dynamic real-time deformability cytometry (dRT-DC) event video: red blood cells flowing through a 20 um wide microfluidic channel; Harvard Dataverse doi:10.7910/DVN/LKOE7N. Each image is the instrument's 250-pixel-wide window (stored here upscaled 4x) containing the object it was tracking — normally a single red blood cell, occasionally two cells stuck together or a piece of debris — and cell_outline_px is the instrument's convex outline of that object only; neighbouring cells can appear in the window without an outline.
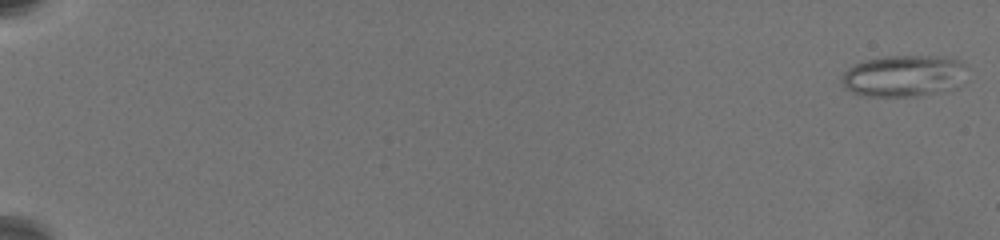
{"species": "common noctule bat (a hibernating species)", "species_latin": "Nyctalus noctula", "temperature_condition": "warm", "stored_images_in_passage": 23, "camera_frame_rate_fps": 3000, "um_per_image_px": 0.085, "animal": {"sex": "female", "body_mass_g": 19.5, "forearm_length_mm": 54.1}, "frame": {"image": 1, "passage_image": 1, "time_ms": 0.0, "image_size_px": [1000, 240], "cell_outline_px": [[968, 80], [956, 88], [920, 96], [868, 96], [852, 92], [844, 88], [840, 80], [844, 72], [848, 68], [864, 60], [888, 56], [936, 56], [960, 60], [968, 68]], "centroid_in_image_um": [76.9, 6.46], "position_along_channel_um": 8.1, "area_um2": 30.92}}
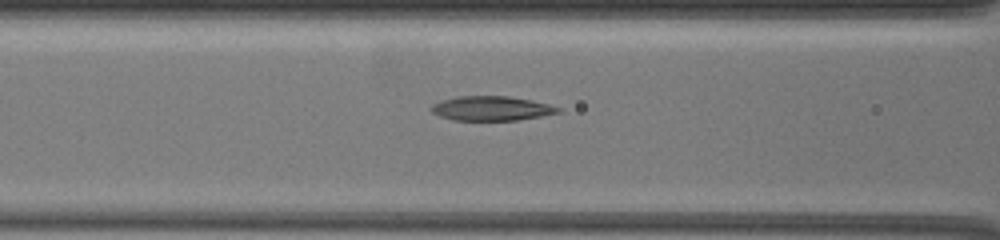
{"frame": {"image": 2, "passage_image": 19, "time_ms": 9.667, "image_size_px": [1000, 240], "cell_outline_px": [[560, 112], [540, 116], [516, 120], [452, 120], [440, 116], [432, 112], [428, 108], [432, 104], [440, 100], [456, 96], [508, 96], [532, 100], [548, 104], [560, 108]], "centroid_in_image_um": [41.71, 9.2], "position_along_channel_um": 124.9, "area_um2": 18.09}}
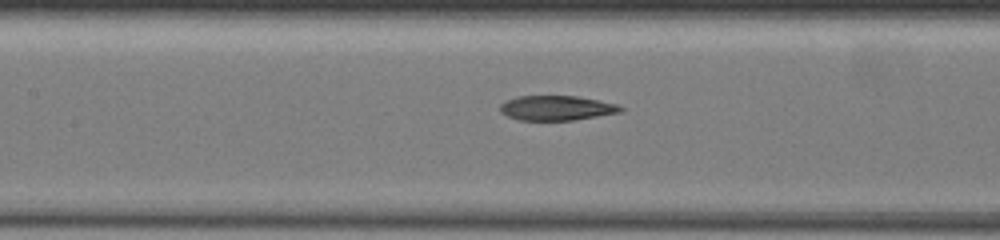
{"frame": {"image": 3, "passage_image": 22, "time_ms": 10.667, "image_size_px": [1000, 240], "cell_outline_px": [[624, 112], [572, 120], [520, 120], [508, 116], [500, 112], [500, 104], [504, 100], [516, 96], [576, 96], [620, 104], [624, 108]], "centroid_in_image_um": [47.33, 9.17], "position_along_channel_um": 160.1, "area_um2": 17.57}}